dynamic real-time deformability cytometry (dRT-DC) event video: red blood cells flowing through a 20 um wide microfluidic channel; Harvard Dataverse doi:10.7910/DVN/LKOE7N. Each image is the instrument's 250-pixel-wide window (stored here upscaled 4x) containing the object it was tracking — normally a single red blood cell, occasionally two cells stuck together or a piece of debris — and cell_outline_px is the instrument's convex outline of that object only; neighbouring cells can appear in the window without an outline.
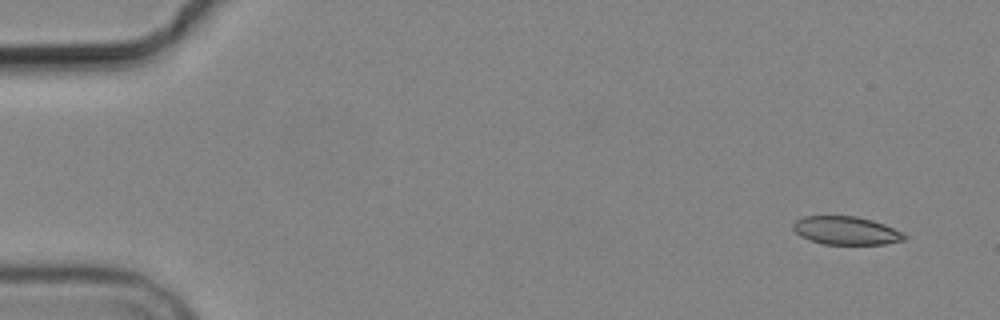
{"species": "common noctule bat (a hibernating species)", "species_latin": "Nyctalus noctula", "temperature_condition": "cold", "stored_images_in_passage": 7, "camera_frame_rate_fps": 3000, "um_per_image_px": 0.085, "animal": {"sex": "male", "body_mass_g": 19.2, "forearm_length_mm": 51.8}, "frame": {"image": 1, "passage_image": 1, "time_ms": 0.0, "image_size_px": [1000, 320], "cell_outline_px": [[908, 236], [904, 240], [884, 244], [824, 244], [800, 236], [792, 228], [792, 224], [796, 220], [804, 216], [856, 216], [872, 220], [884, 224]], "centroid_in_image_um": [71.9, 19.59], "position_along_channel_um": 13.1, "area_um2": 18.15}}
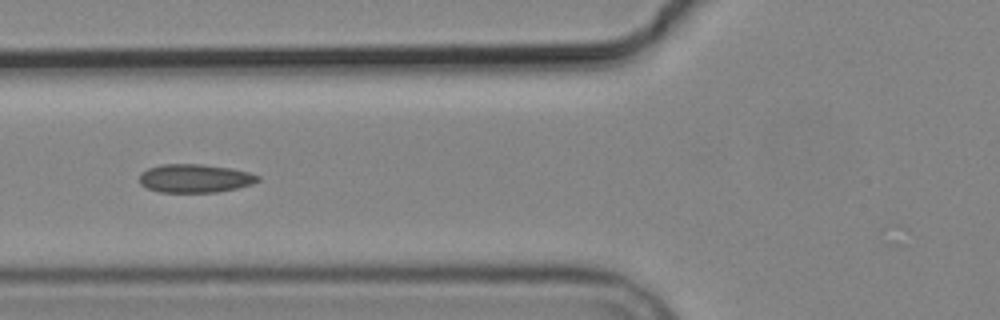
{"frame": {"image": 2, "passage_image": 6, "time_ms": 6.0, "image_size_px": [1000, 320], "cell_outline_px": [[260, 180], [252, 184], [236, 188], [216, 192], [160, 192], [148, 188], [140, 184], [140, 176], [148, 168], [160, 164], [200, 164], [232, 168], [248, 172], [260, 176]], "centroid_in_image_um": [16.59, 15.15], "position_along_channel_um": 109.2, "area_um2": 19.54}}
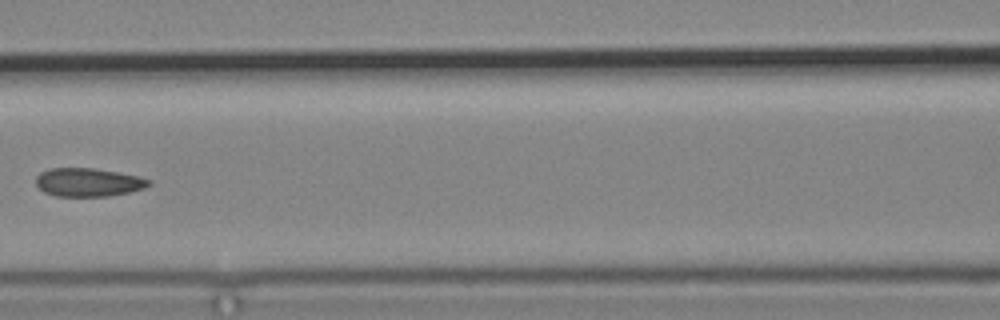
{"frame": {"image": 3, "passage_image": 7, "time_ms": 7.333, "image_size_px": [1000, 320], "cell_outline_px": [[152, 184], [144, 188], [128, 192], [108, 196], [56, 196], [44, 192], [36, 184], [36, 176], [40, 172], [48, 168], [92, 168], [116, 172], [136, 176], [152, 180]], "centroid_in_image_um": [7.48, 15.49], "position_along_channel_um": 159.1, "area_um2": 18.61}}